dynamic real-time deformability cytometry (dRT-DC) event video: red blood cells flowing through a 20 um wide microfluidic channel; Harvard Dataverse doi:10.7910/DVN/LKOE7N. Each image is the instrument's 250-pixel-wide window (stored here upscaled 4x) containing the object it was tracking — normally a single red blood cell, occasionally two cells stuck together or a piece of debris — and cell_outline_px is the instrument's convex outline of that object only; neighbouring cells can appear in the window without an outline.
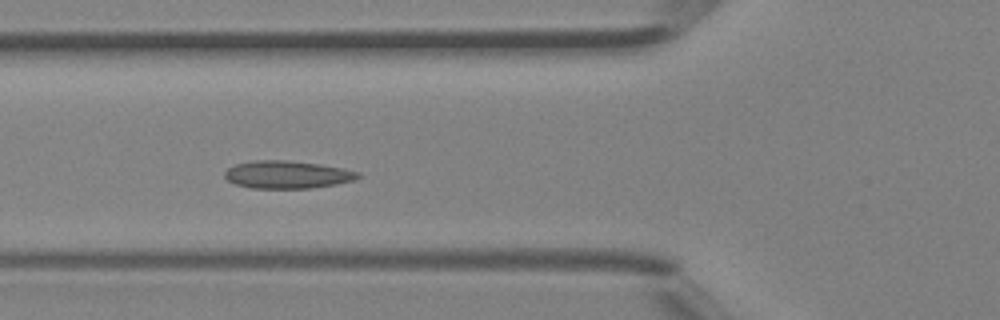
{"species": "Egyptian fruit bat (a non-hibernating species)", "species_latin": "Rousettus aegyptiacus", "temperature_condition": "room temperature", "stored_images_in_passage": 6, "camera_frame_rate_fps": 3000, "um_per_image_px": 0.085, "animal": {"sex": "female"}, "frame": {"image": 1, "passage_image": 5, "time_ms": 1.333, "image_size_px": [1000, 320], "cell_outline_px": [[360, 176], [356, 180], [336, 184], [312, 188], [252, 188], [236, 184], [228, 180], [224, 176], [224, 172], [228, 168], [236, 164], [252, 160], [288, 160], [320, 164], [360, 172]], "centroid_in_image_um": [24.41, 14.84], "position_along_channel_um": 101.4, "area_um2": 21.5}}
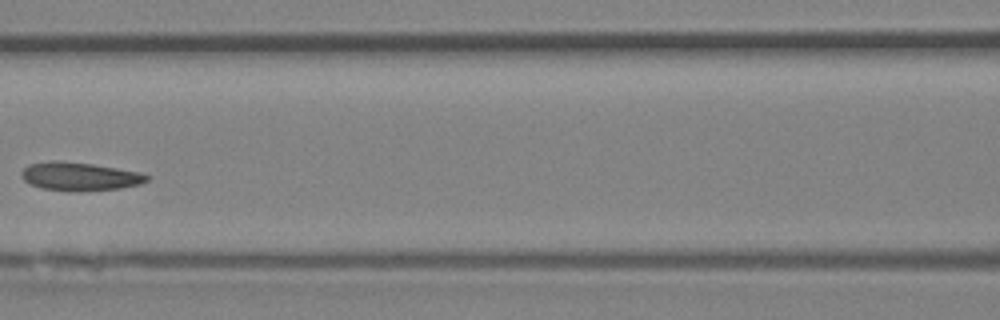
{"frame": {"image": 2, "passage_image": 6, "time_ms": 1.667, "image_size_px": [1000, 320], "cell_outline_px": [[152, 176], [148, 180], [140, 184], [120, 188], [80, 192], [68, 192], [40, 188], [28, 184], [20, 176], [20, 172], [28, 164], [52, 160], [56, 160], [92, 164], [140, 172]], "centroid_in_image_um": [6.73, 15.01], "position_along_channel_um": 159.9, "area_um2": 21.15}}